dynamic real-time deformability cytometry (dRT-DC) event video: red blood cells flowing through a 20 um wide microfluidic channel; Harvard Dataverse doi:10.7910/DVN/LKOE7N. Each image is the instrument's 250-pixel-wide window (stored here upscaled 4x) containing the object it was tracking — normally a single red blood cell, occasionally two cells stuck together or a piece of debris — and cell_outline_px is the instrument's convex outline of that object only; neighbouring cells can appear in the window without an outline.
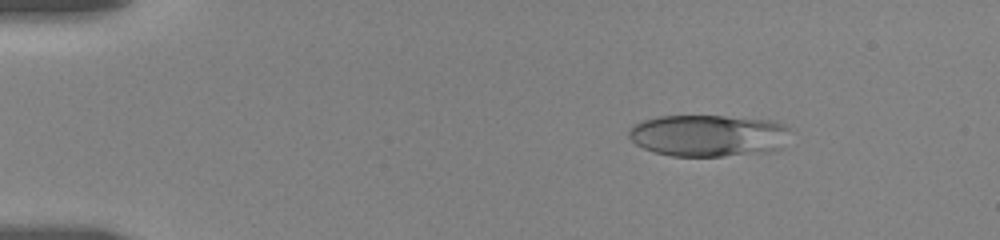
{"species": "human", "species_latin": "Homo sapiens", "temperature_condition": "room temperature", "stored_images_in_passage": 55, "camera_frame_rate_fps": 3000, "um_per_image_px": 0.085, "donor": {"sex": "female"}, "frame": {"image": 1, "passage_image": 8, "time_ms": 2.333, "image_size_px": [1000, 240], "cell_outline_px": [[788, 128], [784, 148], [768, 152], [720, 156], [672, 156], [656, 152], [644, 148], [636, 144], [628, 136], [628, 132], [632, 124], [640, 120], [660, 116], [724, 116], [772, 120], [784, 124]], "centroid_in_image_um": [60.2, 11.52], "position_along_channel_um": 24.8, "area_um2": 39.59}}
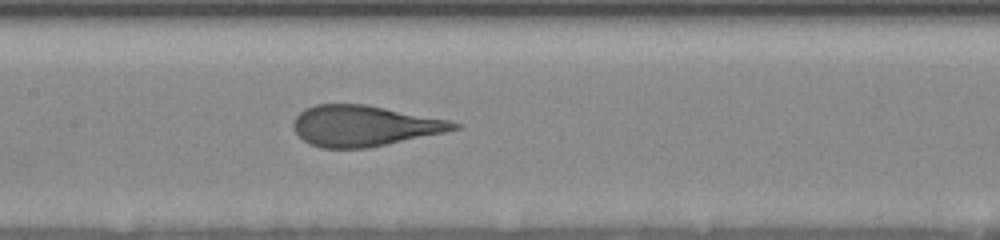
{"frame": {"image": 2, "passage_image": 27, "time_ms": 8.667, "image_size_px": [1000, 240], "cell_outline_px": [[460, 128], [444, 132], [368, 148], [320, 148], [304, 140], [292, 128], [292, 120], [304, 108], [316, 104], [364, 104], [448, 120], [460, 124]], "centroid_in_image_um": [30.89, 10.69], "position_along_channel_um": 176.5, "area_um2": 37.8}}
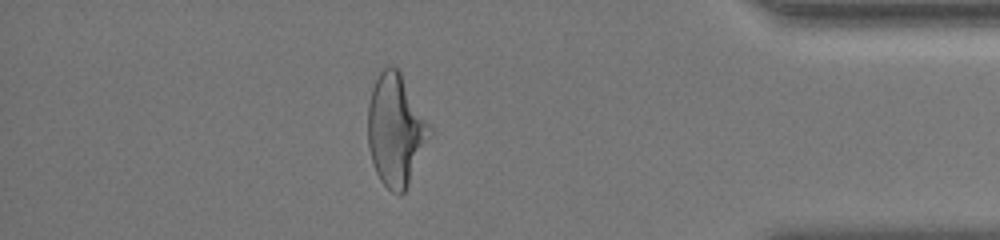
{"frame": {"image": 3, "passage_image": 48, "time_ms": 15.667, "image_size_px": [1000, 240], "cell_outline_px": [[432, 132], [408, 184], [404, 192], [400, 196], [392, 192], [380, 180], [372, 164], [368, 148], [368, 104], [372, 88], [380, 72], [388, 64], [392, 64], [400, 72], [432, 124]], "centroid_in_image_um": [33.64, 11.03], "position_along_channel_um": 401.6, "area_um2": 40.46}, "authors_computed_cell_mechanics": {"area_um2": 39.593, "velocity_mm_per_s": 3.6568, "shape_relaxation_time_tau1_ms": 5.2073, "shape_relaxation_time_tau2_ms": 0.6794, "deformation_change_tau1": 0.1776, "deformation_change_tau2": 0.0961}}